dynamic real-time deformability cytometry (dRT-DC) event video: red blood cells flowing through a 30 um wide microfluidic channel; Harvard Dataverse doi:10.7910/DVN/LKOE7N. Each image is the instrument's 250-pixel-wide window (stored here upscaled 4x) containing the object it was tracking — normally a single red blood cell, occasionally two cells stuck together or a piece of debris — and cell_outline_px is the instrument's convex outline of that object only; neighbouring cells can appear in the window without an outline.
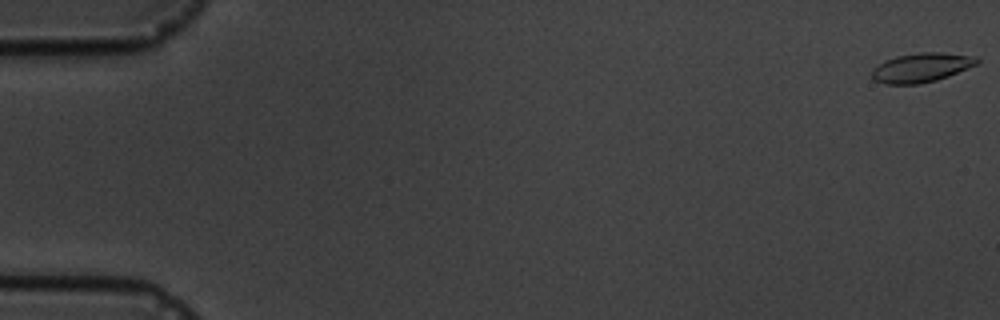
{"species": "common noctule bat (a hibernating species)", "species_latin": "Nyctalus noctula", "temperature_condition": "cold", "stored_images_in_passage": 6, "segment_of_instrument_passage": [1, 2], "camera_frame_rate_fps": 3000, "um_per_image_px": 0.085, "animal": {"sex": "male", "body_mass_g": 19.5, "forearm_length_mm": 54.6}, "frame": {"image": 1, "passage_image": 1, "time_ms": 0.0, "image_size_px": [1000, 320], "cell_outline_px": [[980, 60], [976, 64], [948, 76], [936, 80], [920, 84], [884, 84], [876, 80], [872, 76], [872, 68], [884, 60], [896, 56], [920, 52], [940, 52], [976, 56]], "centroid_in_image_um": [78.29, 5.73], "position_along_channel_um": 6.7, "area_um2": 17.86}}
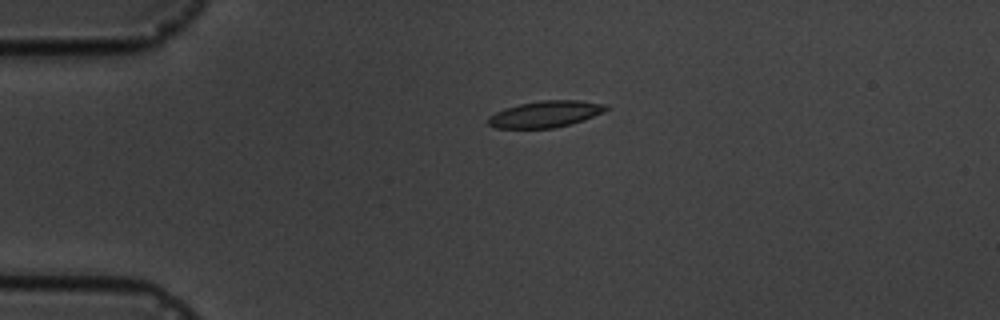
{"frame": {"image": 2, "passage_image": 4, "time_ms": 4.333, "image_size_px": [1000, 320], "cell_outline_px": [[608, 108], [604, 112], [584, 120], [556, 128], [496, 128], [488, 124], [488, 116], [504, 108], [520, 104], [540, 100], [580, 100], [608, 104]], "centroid_in_image_um": [46.38, 9.69], "position_along_channel_um": 38.6, "area_um2": 18.32}}